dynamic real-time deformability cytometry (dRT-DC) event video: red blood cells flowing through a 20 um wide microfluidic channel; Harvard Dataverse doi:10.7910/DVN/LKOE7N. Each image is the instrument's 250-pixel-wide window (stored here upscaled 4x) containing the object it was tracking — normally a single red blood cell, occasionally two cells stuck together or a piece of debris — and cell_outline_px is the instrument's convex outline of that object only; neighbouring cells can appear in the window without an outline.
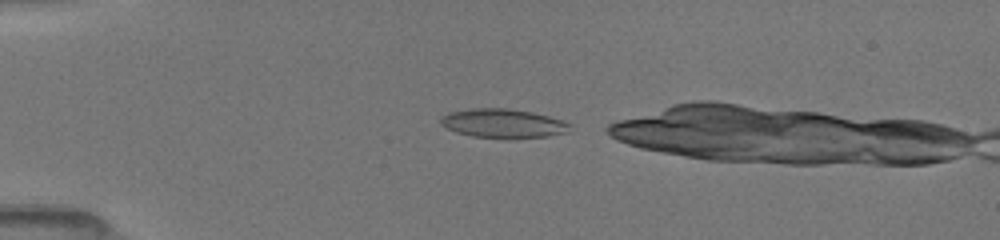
{"species": "common noctule bat (a hibernating species)", "species_latin": "Nyctalus noctula", "temperature_condition": "room temperature", "stored_images_in_passage": 15, "camera_frame_rate_fps": 3000, "um_per_image_px": 0.085, "animal": {"sex": "female", "body_mass_g": 19.5, "forearm_length_mm": 54.1}, "frame": {"image": 1, "passage_image": 2, "time_ms": 0.333, "image_size_px": [1000, 240], "cell_outline_px": [[572, 124], [568, 132], [548, 136], [512, 140], [508, 140], [472, 136], [456, 132], [440, 124], [440, 116], [448, 112], [472, 108], [508, 108], [532, 112], [548, 116]], "centroid_in_image_um": [42.75, 10.51], "position_along_channel_um": 42.2, "area_um2": 22.37}}
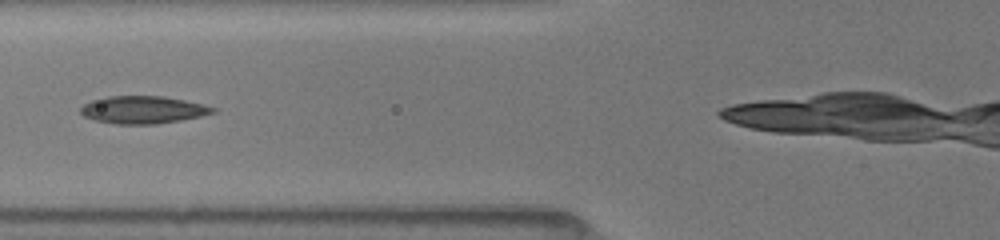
{"frame": {"image": 2, "passage_image": 10, "time_ms": 3.0, "image_size_px": [1000, 240], "cell_outline_px": [[216, 112], [200, 116], [180, 120], [156, 124], [116, 124], [96, 120], [84, 116], [80, 112], [80, 108], [84, 104], [92, 100], [108, 96], [164, 96], [204, 104], [216, 108]], "centroid_in_image_um": [12.16, 9.33], "position_along_channel_um": 113.6, "area_um2": 21.15}}
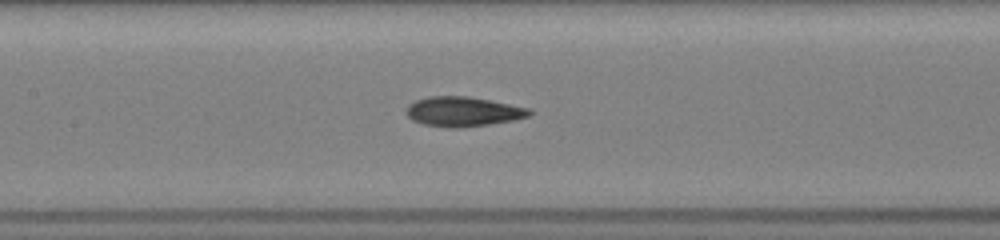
{"frame": {"image": 3, "passage_image": 14, "time_ms": 4.333, "image_size_px": [1000, 240], "cell_outline_px": [[532, 112], [528, 116], [512, 120], [488, 124], [456, 128], [448, 128], [424, 124], [412, 120], [404, 112], [408, 104], [416, 100], [428, 96], [468, 96], [532, 108]], "centroid_in_image_um": [39.33, 9.47], "position_along_channel_um": 168.1, "area_um2": 21.33}}